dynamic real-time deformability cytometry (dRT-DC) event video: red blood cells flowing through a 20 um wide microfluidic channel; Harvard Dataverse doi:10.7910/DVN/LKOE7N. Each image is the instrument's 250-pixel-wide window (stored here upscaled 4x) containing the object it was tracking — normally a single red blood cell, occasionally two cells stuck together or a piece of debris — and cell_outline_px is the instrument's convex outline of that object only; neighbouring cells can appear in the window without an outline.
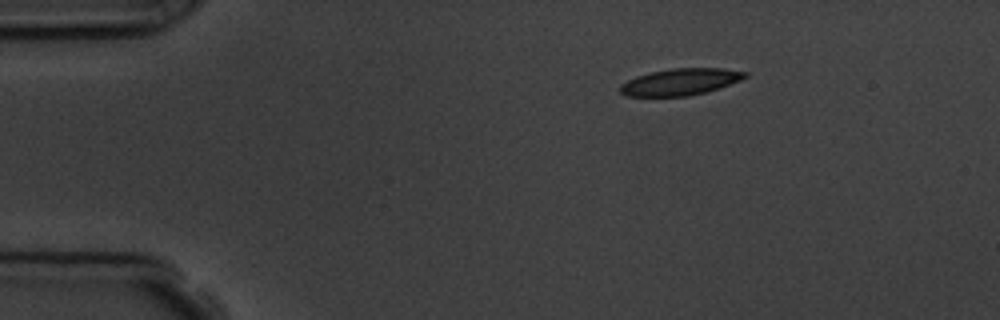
{"species": "common noctule bat (a hibernating species)", "species_latin": "Nyctalus noctula", "temperature_condition": "room temperature", "stored_images_in_passage": 3, "camera_frame_rate_fps": 3000, "um_per_image_px": 0.085, "animal": {"sex": "male", "body_mass_g": 19.5, "forearm_length_mm": 54.6}, "frame": {"image": 1, "passage_image": 3, "time_ms": 3.0, "image_size_px": [1000, 320], "cell_outline_px": [[748, 76], [740, 80], [720, 88], [688, 96], [624, 96], [620, 92], [620, 84], [636, 76], [648, 72], [672, 68], [724, 68], [748, 72]], "centroid_in_image_um": [57.82, 6.95], "position_along_channel_um": 27.2, "area_um2": 19.54}}